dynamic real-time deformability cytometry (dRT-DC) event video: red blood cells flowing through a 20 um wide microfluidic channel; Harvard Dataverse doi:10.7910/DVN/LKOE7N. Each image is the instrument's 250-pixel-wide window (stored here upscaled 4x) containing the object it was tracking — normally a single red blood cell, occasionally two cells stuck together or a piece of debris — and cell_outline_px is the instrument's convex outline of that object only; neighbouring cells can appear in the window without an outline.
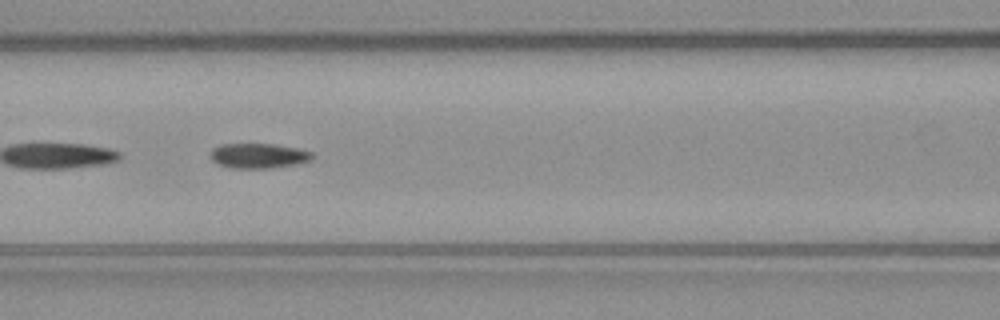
{"species": "common noctule bat (a hibernating species)", "species_latin": "Nyctalus noctula", "temperature_condition": "warm", "stored_images_in_passage": 49, "segment_of_instrument_passage": [2, 2], "camera_frame_rate_fps": 3000, "um_per_image_px": 0.085, "animal": {"sex": "male", "body_mass_g": 23.1, "forearm_length_mm": 52.7}, "frame": {"image": 1, "passage_image": 21, "time_ms": 6.667, "image_size_px": [1000, 320], "cell_outline_px": [[312, 160], [296, 164], [268, 168], [232, 168], [220, 164], [212, 160], [208, 156], [212, 148], [220, 144], [276, 144], [296, 148], [312, 152]], "centroid_in_image_um": [21.94, 13.23], "position_along_channel_um": 144.7, "area_um2": 14.8}}